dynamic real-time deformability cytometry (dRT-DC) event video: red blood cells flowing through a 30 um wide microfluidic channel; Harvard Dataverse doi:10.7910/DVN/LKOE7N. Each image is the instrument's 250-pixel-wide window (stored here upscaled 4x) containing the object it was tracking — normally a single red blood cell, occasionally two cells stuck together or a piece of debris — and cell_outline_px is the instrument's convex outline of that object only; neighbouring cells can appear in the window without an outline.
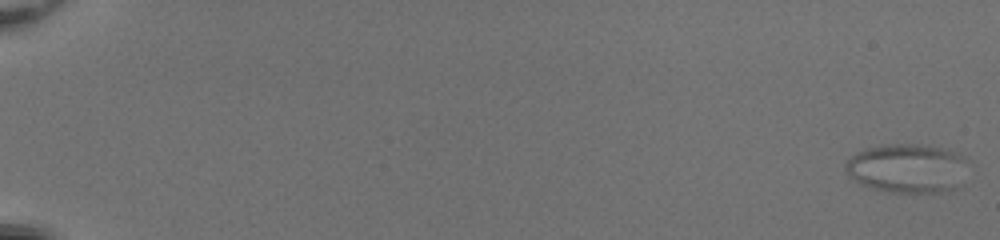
{"species": "common noctule bat (a hibernating species)", "species_latin": "Nyctalus noctula", "temperature_condition": "room temperature", "stored_images_in_passage": 54, "segment_of_instrument_passage": [1, 2], "camera_frame_rate_fps": 3000, "um_per_image_px": 0.085, "animal": {"sex": "female", "body_mass_g": 20.0, "forearm_length_mm": 54.0}, "frame": {"image": 1, "passage_image": 1, "time_ms": 0.0, "image_size_px": [1000, 240], "cell_outline_px": [[964, 160], [956, 188], [952, 192], [888, 192], [872, 188], [852, 180], [848, 176], [844, 168], [844, 164], [856, 152], [864, 148], [880, 144], [916, 144], [944, 148], [956, 152], [964, 156]], "centroid_in_image_um": [77.01, 14.29], "position_along_channel_um": 8.0, "area_um2": 34.85}}
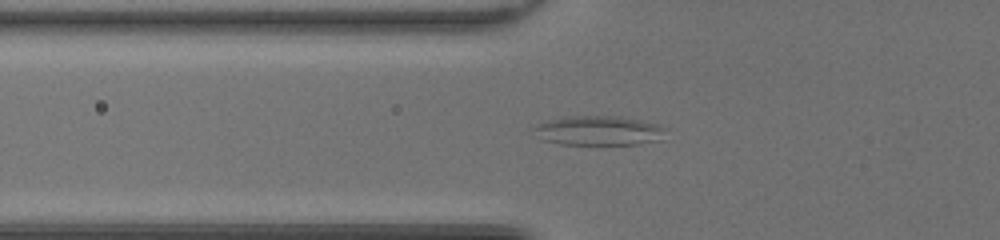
{"frame": {"image": 2, "passage_image": 22, "time_ms": 7.0, "image_size_px": [1000, 240], "cell_outline_px": [[668, 128], [664, 140], [636, 144], [560, 144], [544, 140], [532, 128], [536, 124], [560, 116], [620, 116], [640, 120], [656, 124]], "centroid_in_image_um": [50.95, 11.09], "position_along_channel_um": 74.9, "area_um2": 22.89}}
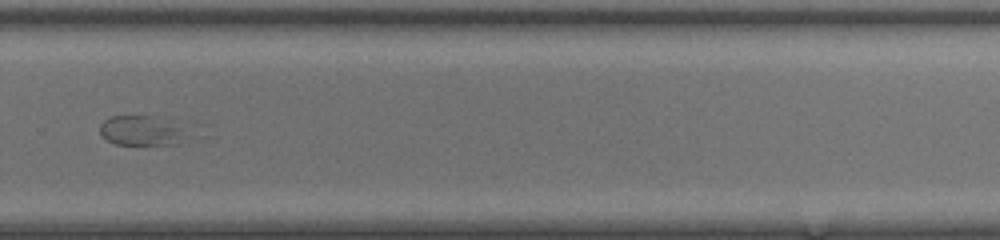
{"frame": {"image": 3, "passage_image": 40, "time_ms": 13.0, "image_size_px": [1000, 240], "cell_outline_px": [[180, 128], [176, 144], [116, 144], [108, 140], [100, 132], [100, 124], [108, 116], [156, 116]], "centroid_in_image_um": [11.82, 11.08], "position_along_channel_um": 318.0, "area_um2": 14.1}}